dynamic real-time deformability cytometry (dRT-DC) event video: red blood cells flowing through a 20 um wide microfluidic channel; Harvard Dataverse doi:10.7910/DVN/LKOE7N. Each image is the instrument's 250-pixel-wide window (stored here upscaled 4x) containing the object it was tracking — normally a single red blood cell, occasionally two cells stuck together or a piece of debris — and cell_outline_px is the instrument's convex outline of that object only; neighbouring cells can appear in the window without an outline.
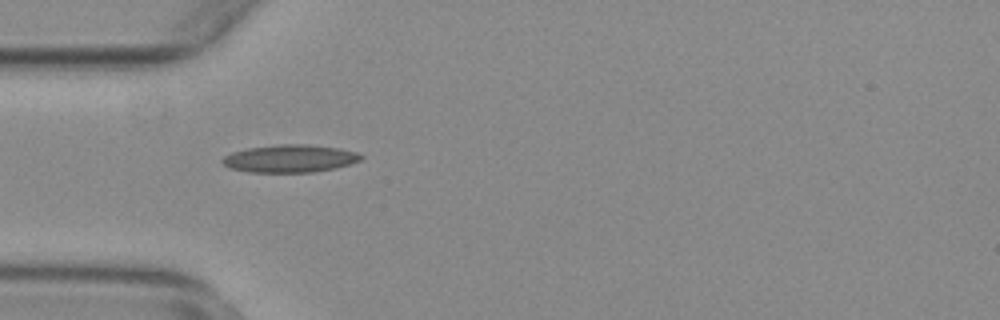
{"species": "common noctule bat (a hibernating species)", "species_latin": "Nyctalus noctula", "temperature_condition": "warm", "stored_images_in_passage": 18, "camera_frame_rate_fps": 3000, "um_per_image_px": 0.085, "animal": {"sex": "female", "body_mass_g": 29.2, "forearm_length_mm": 56.3}, "frame": {"image": 1, "passage_image": 1, "time_ms": 0.0, "image_size_px": [1000, 320], "cell_outline_px": [[364, 156], [360, 160], [348, 164], [332, 168], [312, 172], [248, 172], [232, 168], [224, 164], [220, 160], [224, 156], [232, 152], [248, 148], [280, 144], [308, 144], [340, 148], [356, 152]], "centroid_in_image_um": [24.63, 13.46], "position_along_channel_um": 60.4, "area_um2": 22.14}}
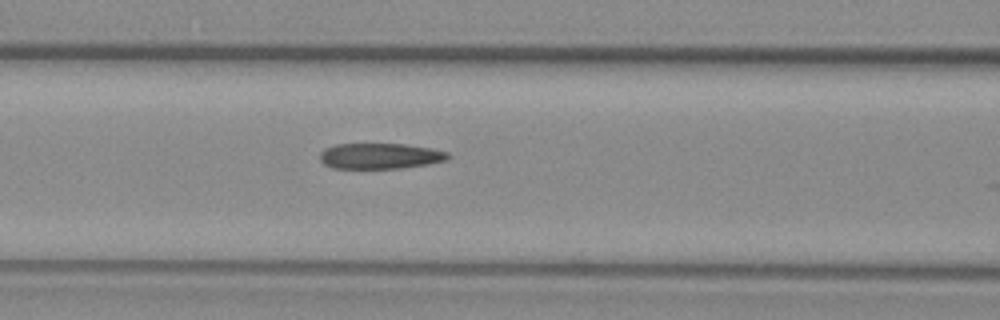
{"frame": {"image": 2, "passage_image": 7, "time_ms": 2.0, "image_size_px": [1000, 320], "cell_outline_px": [[452, 156], [444, 160], [428, 164], [400, 168], [332, 168], [324, 164], [320, 160], [320, 152], [324, 148], [336, 144], [404, 144], [428, 148], [448, 152]], "centroid_in_image_um": [32.27, 13.26], "position_along_channel_um": 134.3, "area_um2": 19.07}}
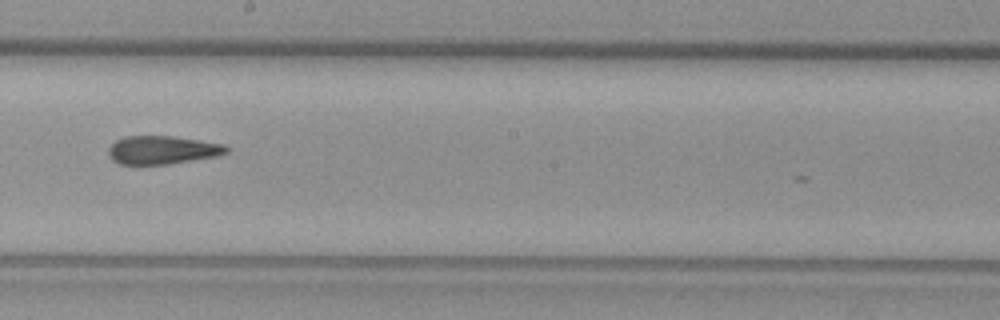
{"frame": {"image": 3, "passage_image": 15, "time_ms": 4.667, "image_size_px": [1000, 320], "cell_outline_px": [[232, 148], [228, 152], [220, 156], [168, 164], [116, 164], [108, 156], [108, 148], [116, 140], [124, 136], [172, 136], [200, 140], [224, 144]], "centroid_in_image_um": [13.83, 12.75], "position_along_channel_um": 234.4, "area_um2": 19.77}}